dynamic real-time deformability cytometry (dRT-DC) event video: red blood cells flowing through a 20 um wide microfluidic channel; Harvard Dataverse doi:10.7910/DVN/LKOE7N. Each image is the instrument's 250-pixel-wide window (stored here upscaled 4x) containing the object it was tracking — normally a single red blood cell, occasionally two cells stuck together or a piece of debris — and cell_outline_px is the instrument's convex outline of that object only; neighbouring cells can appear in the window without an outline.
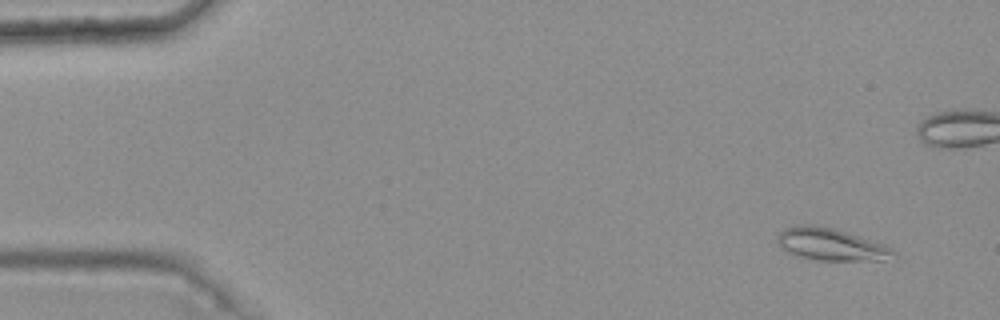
{"species": "common noctule bat (a hibernating species)", "species_latin": "Nyctalus noctula", "temperature_condition": "warm", "stored_images_in_passage": 9, "camera_frame_rate_fps": 3000, "um_per_image_px": 0.085, "animal": {"sex": "female", "body_mass_g": 25.1}, "frame": {"image": 1, "passage_image": 1, "time_ms": 0.0, "image_size_px": [1000, 320], "cell_outline_px": [[896, 252], [884, 260], [820, 260], [800, 256], [788, 252], [780, 248], [776, 240], [776, 236], [784, 228], [808, 224], [816, 224], [836, 228], [884, 244], [892, 248]], "centroid_in_image_um": [70.59, 20.75], "position_along_channel_um": 14.4, "area_um2": 21.73}}
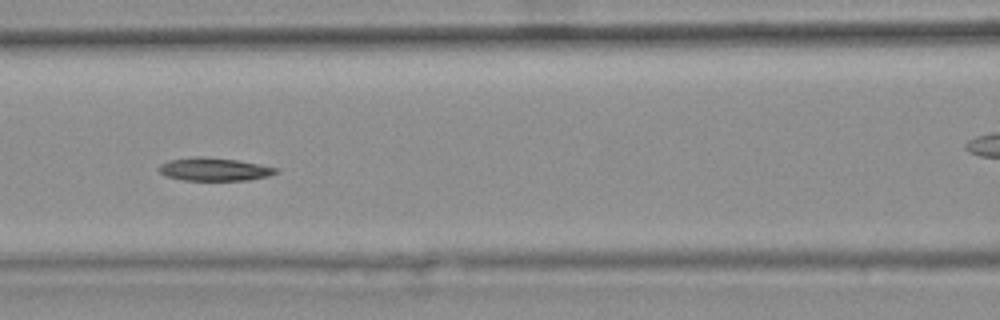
{"frame": {"image": 2, "passage_image": 6, "time_ms": 1.667, "image_size_px": [1000, 320], "cell_outline_px": [[276, 172], [268, 176], [248, 180], [184, 180], [164, 176], [156, 168], [160, 164], [168, 160], [196, 156], [200, 156], [236, 160], [276, 168]], "centroid_in_image_um": [18.1, 14.39], "position_along_channel_um": 148.5, "area_um2": 15.55}}
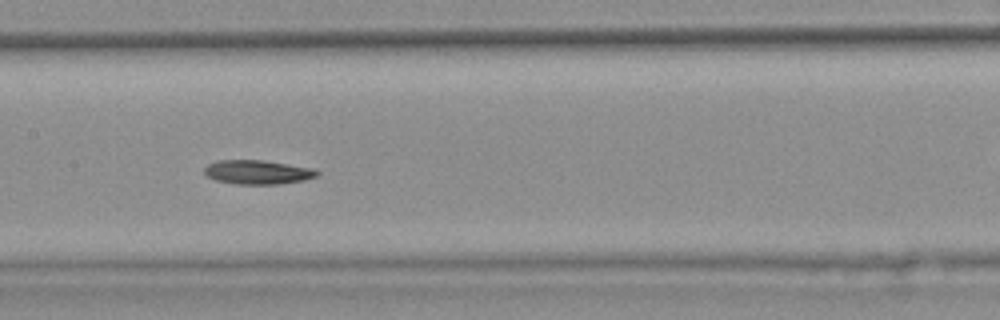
{"frame": {"image": 3, "passage_image": 7, "time_ms": 2.0, "image_size_px": [1000, 320], "cell_outline_px": [[320, 172], [316, 176], [304, 180], [280, 184], [236, 184], [216, 180], [208, 176], [204, 172], [204, 168], [208, 164], [216, 160], [264, 160], [312, 168]], "centroid_in_image_um": [21.89, 14.63], "position_along_channel_um": 185.5, "area_um2": 15.78}}